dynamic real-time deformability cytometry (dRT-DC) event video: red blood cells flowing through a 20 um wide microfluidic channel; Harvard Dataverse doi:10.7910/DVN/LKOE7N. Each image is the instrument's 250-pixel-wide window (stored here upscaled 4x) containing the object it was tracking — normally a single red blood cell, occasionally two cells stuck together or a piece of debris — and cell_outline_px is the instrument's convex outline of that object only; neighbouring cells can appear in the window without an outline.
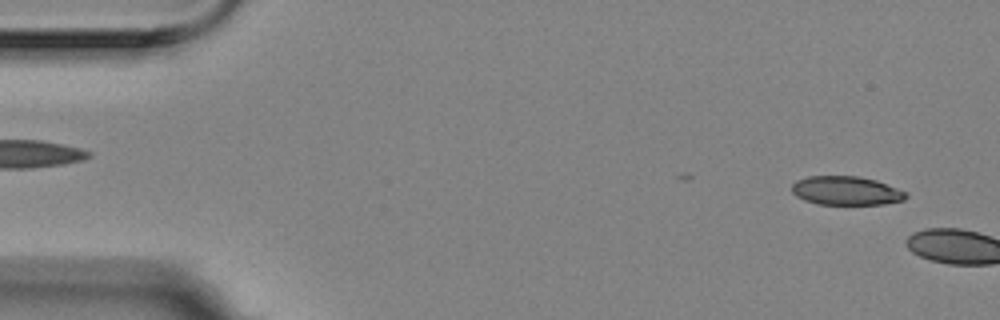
{"species": "Egyptian fruit bat (a non-hibernating species)", "species_latin": "Rousettus aegyptiacus", "temperature_condition": "room temperature", "stored_images_in_passage": 5, "camera_frame_rate_fps": 3000, "um_per_image_px": 0.085, "animal": {"sex": "female"}, "frame": {"image": 1, "passage_image": 3, "time_ms": 0.667, "image_size_px": [1000, 320], "cell_outline_px": [[908, 196], [904, 200], [884, 204], [816, 204], [804, 200], [796, 196], [792, 192], [792, 184], [796, 180], [808, 176], [860, 176], [876, 180], [908, 192]], "centroid_in_image_um": [71.93, 16.2], "position_along_channel_um": 13.1, "area_um2": 19.31}}